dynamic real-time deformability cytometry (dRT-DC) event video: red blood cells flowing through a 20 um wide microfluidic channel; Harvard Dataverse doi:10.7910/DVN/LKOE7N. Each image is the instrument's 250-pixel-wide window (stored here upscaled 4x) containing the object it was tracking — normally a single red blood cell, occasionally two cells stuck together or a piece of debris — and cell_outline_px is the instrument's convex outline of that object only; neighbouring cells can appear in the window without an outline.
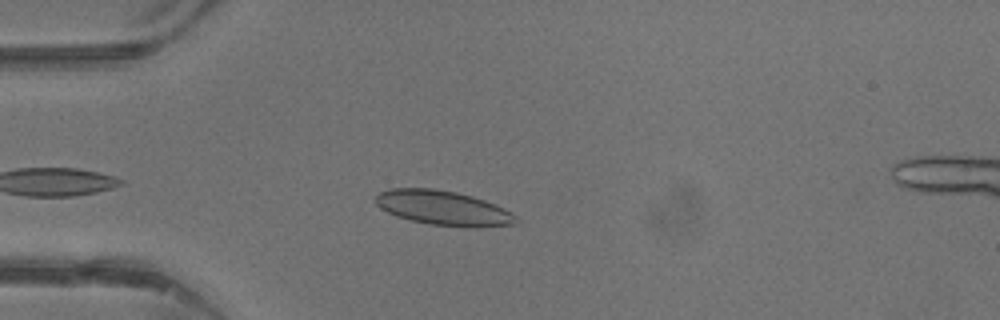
{"species": "common noctule bat (a hibernating species)", "species_latin": "Nyctalus noctula", "temperature_condition": "warm", "stored_images_in_passage": 33, "camera_frame_rate_fps": 3000, "um_per_image_px": 0.085, "animal": {"sex": "male", "body_mass_g": 13.3}, "frame": {"image": 1, "passage_image": 4, "time_ms": 1.0, "image_size_px": [1000, 320], "cell_outline_px": [[520, 220], [516, 224], [468, 228], [428, 224], [396, 216], [380, 208], [376, 204], [376, 196], [380, 192], [392, 188], [432, 188], [456, 192], [472, 196], [484, 200], [504, 208], [516, 216]], "centroid_in_image_um": [37.69, 17.69], "position_along_channel_um": 47.3, "area_um2": 28.32}}
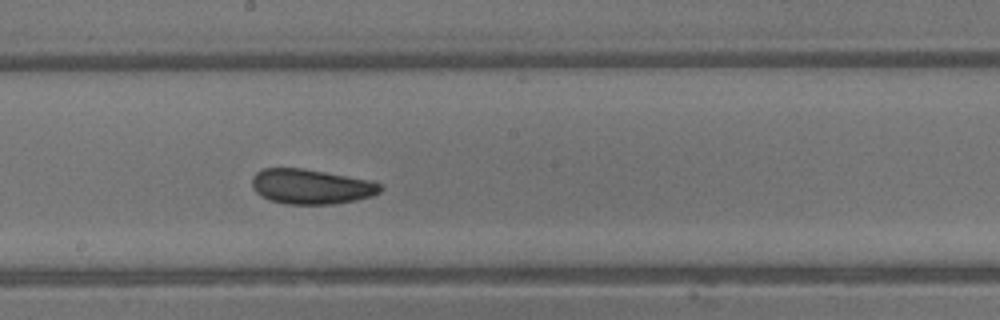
{"frame": {"image": 2, "passage_image": 16, "time_ms": 5.0, "image_size_px": [1000, 320], "cell_outline_px": [[384, 188], [380, 192], [372, 196], [356, 200], [332, 204], [284, 204], [268, 200], [256, 192], [252, 184], [252, 176], [256, 172], [264, 168], [300, 168], [324, 172], [368, 180], [380, 184]], "centroid_in_image_um": [26.42, 15.87], "position_along_channel_um": 221.8, "area_um2": 26.01}}
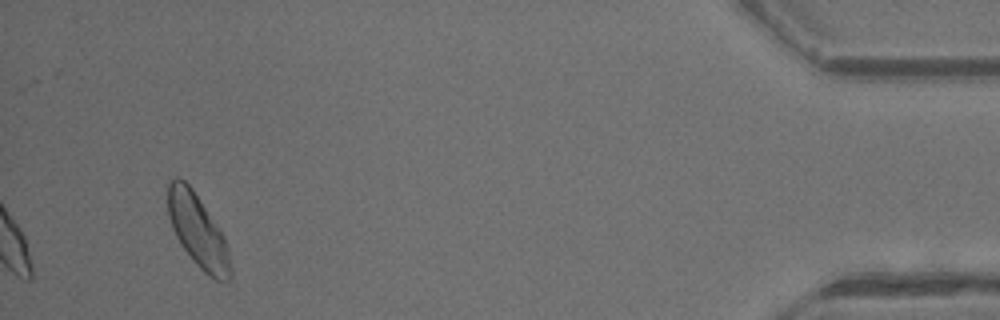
{"frame": {"image": 3, "passage_image": 33, "time_ms": 10.667, "image_size_px": [1000, 320], "cell_outline_px": [[232, 276], [228, 280], [216, 280], [208, 276], [196, 264], [180, 244], [172, 228], [168, 216], [168, 180], [176, 176], [184, 180], [192, 188], [224, 236], [228, 248], [232, 268]], "centroid_in_image_um": [16.81, 19.63], "position_along_channel_um": 418.4, "area_um2": 26.53}, "authors_computed_cell_mechanics": {"area_um2": 25.721, "velocity_mm_per_s": 4.8061, "shape_relaxation_time_tau1_ms": 4.9678, "shape_relaxation_time_tau2_ms": 1.2607, "deformation_change_tau1": 0.1003, "deformation_change_tau2": 0.0638}}